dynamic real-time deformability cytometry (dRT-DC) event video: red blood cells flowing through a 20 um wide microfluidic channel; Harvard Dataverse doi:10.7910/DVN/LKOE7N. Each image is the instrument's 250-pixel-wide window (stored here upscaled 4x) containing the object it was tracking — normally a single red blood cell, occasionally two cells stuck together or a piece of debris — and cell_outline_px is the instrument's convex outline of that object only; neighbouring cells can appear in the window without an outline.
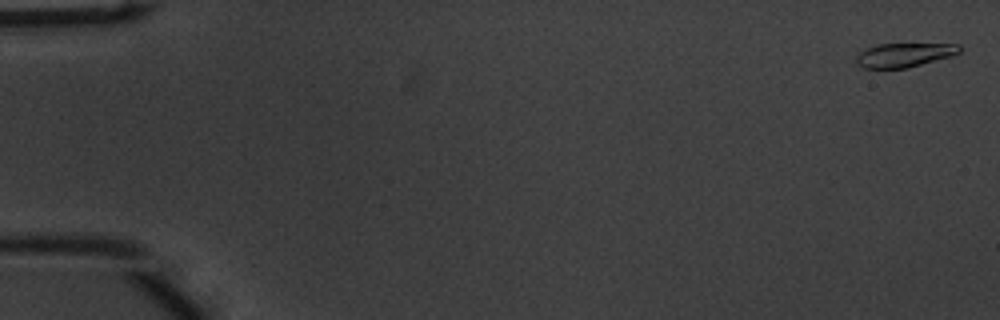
{"species": "common noctule bat (a hibernating species)", "species_latin": "Nyctalus noctula", "temperature_condition": "warm", "stored_images_in_passage": 55, "camera_frame_rate_fps": 3000, "um_per_image_px": 0.085, "animal": {"sex": "male", "body_mass_g": 20.1, "forearm_length_mm": 53.5}, "frame": {"image": 1, "passage_image": 2, "time_ms": 0.333, "image_size_px": [1000, 320], "cell_outline_px": [[960, 52], [952, 56], [908, 68], [860, 68], [856, 64], [856, 56], [860, 52], [868, 48], [880, 44], [960, 44]], "centroid_in_image_um": [76.85, 4.68], "position_along_channel_um": 8.1, "area_um2": 14.45}}
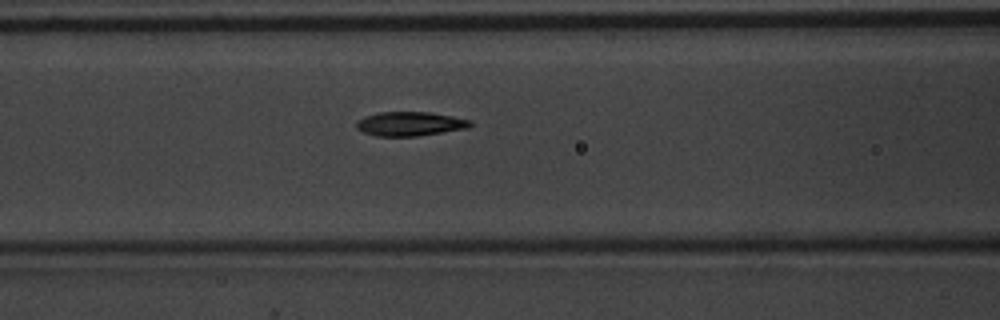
{"frame": {"image": 2, "passage_image": 24, "time_ms": 7.667, "image_size_px": [1000, 320], "cell_outline_px": [[472, 124], [468, 128], [416, 136], [376, 136], [364, 132], [356, 128], [356, 120], [364, 116], [380, 112], [428, 112], [452, 116], [472, 120]], "centroid_in_image_um": [34.83, 10.52], "position_along_channel_um": 131.8, "area_um2": 16.01}}
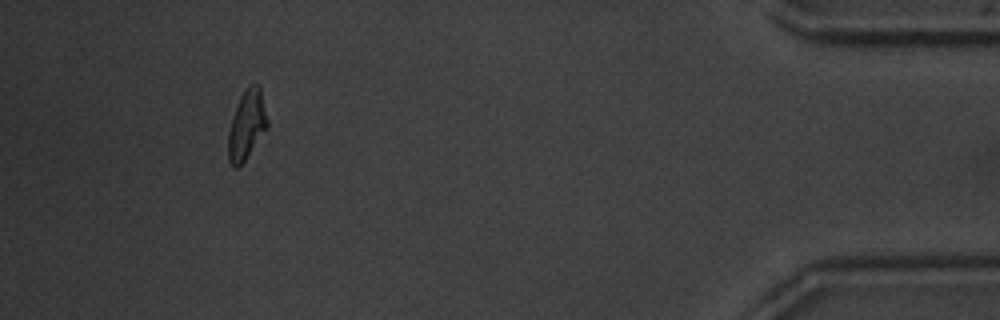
{"frame": {"image": 3, "passage_image": 51, "time_ms": 16.667, "image_size_px": [1000, 320], "cell_outline_px": [[268, 128], [244, 160], [236, 168], [232, 168], [228, 160], [228, 132], [232, 116], [240, 96], [244, 88], [248, 84], [260, 84], [268, 120]], "centroid_in_image_um": [20.97, 10.58], "position_along_channel_um": 414.2, "area_um2": 16.01}, "authors_computed_cell_mechanics": {"area_um2": 15.7216, "velocity_mm_per_s": 3.7978, "shape_relaxation_time_tau1_ms": 2.9924, "shape_relaxation_time_tau2_ms": 1.3676, "deformation_change_tau1": 0.1676, "deformation_change_tau2": 0.0673}}